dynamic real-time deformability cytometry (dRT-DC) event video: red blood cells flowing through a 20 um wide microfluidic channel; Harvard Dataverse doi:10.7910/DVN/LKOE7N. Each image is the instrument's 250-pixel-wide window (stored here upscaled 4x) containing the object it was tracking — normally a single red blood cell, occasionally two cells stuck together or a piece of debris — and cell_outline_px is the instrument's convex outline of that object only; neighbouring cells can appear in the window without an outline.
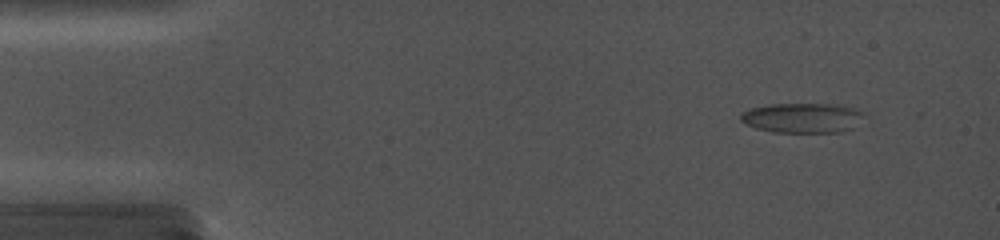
{"species": "common noctule bat (a hibernating species)", "species_latin": "Nyctalus noctula", "temperature_condition": "cold", "stored_images_in_passage": 2, "camera_frame_rate_fps": 5000, "um_per_image_px": 0.085, "animal": {"sex": "female", "body_mass_g": 19.0, "forearm_length_mm": 56.7}, "frame": {"image": 1, "passage_image": 2, "time_ms": 0.4, "image_size_px": [1000, 240], "cell_outline_px": [[864, 108], [860, 112], [748, 120], [744, 120], [740, 116], [744, 112], [752, 108], [768, 104], [824, 100], [832, 100], [860, 104]], "centroid_in_image_um": [68.07, 9.31], "position_along_channel_um": 16.9, "area_um2": 11.27}}